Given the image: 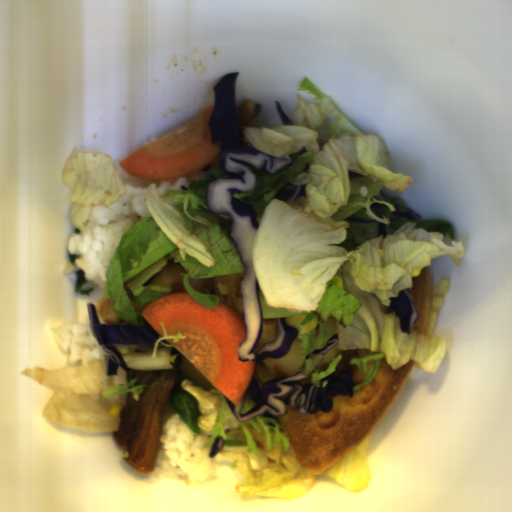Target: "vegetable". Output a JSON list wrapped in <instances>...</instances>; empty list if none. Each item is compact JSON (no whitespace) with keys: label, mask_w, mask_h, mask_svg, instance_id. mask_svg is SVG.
I'll return each instance as SVG.
<instances>
[{"label":"vegetable","mask_w":512,"mask_h":512,"mask_svg":"<svg viewBox=\"0 0 512 512\" xmlns=\"http://www.w3.org/2000/svg\"><path fill=\"white\" fill-rule=\"evenodd\" d=\"M77 258H78V257H77V255H76V254H75V255H71V254H69V253H68V259H69V263H70V264H72V265H73Z\"/></svg>","instance_id":"a930682d"},{"label":"vegetable","mask_w":512,"mask_h":512,"mask_svg":"<svg viewBox=\"0 0 512 512\" xmlns=\"http://www.w3.org/2000/svg\"><path fill=\"white\" fill-rule=\"evenodd\" d=\"M368 436L358 443L342 460L325 473L347 491L360 493L371 483V470L367 457L370 444Z\"/></svg>","instance_id":"6e5ebb59"},{"label":"vegetable","mask_w":512,"mask_h":512,"mask_svg":"<svg viewBox=\"0 0 512 512\" xmlns=\"http://www.w3.org/2000/svg\"><path fill=\"white\" fill-rule=\"evenodd\" d=\"M60 177L72 191L70 221L76 234L87 232L85 222L97 204L107 208L126 193L111 155L103 152H81L74 148Z\"/></svg>","instance_id":"f1789d4c"},{"label":"vegetable","mask_w":512,"mask_h":512,"mask_svg":"<svg viewBox=\"0 0 512 512\" xmlns=\"http://www.w3.org/2000/svg\"><path fill=\"white\" fill-rule=\"evenodd\" d=\"M163 336H159L154 343L113 344L120 352L128 369L139 371H153L158 369L174 368L175 355H171L174 347L166 340H186L187 336L177 331V334H168L164 324L160 322Z\"/></svg>","instance_id":"8f37a823"},{"label":"vegetable","mask_w":512,"mask_h":512,"mask_svg":"<svg viewBox=\"0 0 512 512\" xmlns=\"http://www.w3.org/2000/svg\"><path fill=\"white\" fill-rule=\"evenodd\" d=\"M76 272V276H77V280L75 282V286H74V292H77L79 293L80 295H90V292L94 291V287H90L89 289L87 290H82V287L87 284V280L86 278L84 277V273L81 269L78 270V271H75Z\"/></svg>","instance_id":"b0100df1"},{"label":"vegetable","mask_w":512,"mask_h":512,"mask_svg":"<svg viewBox=\"0 0 512 512\" xmlns=\"http://www.w3.org/2000/svg\"><path fill=\"white\" fill-rule=\"evenodd\" d=\"M252 407V404L245 400L240 411L241 415H245L248 411L252 409Z\"/></svg>","instance_id":"8f987158"},{"label":"vegetable","mask_w":512,"mask_h":512,"mask_svg":"<svg viewBox=\"0 0 512 512\" xmlns=\"http://www.w3.org/2000/svg\"><path fill=\"white\" fill-rule=\"evenodd\" d=\"M216 178L236 176L219 166L178 191L158 195L154 183L146 186L145 205L151 216L123 234L105 275V293L113 311L130 325L152 327L130 300L145 305L172 294L170 286L145 284L171 259L186 271L180 274L185 292L208 309L218 306L220 297L196 291L189 278L245 275L247 269L230 232L231 216L213 214L208 208V185Z\"/></svg>","instance_id":"ea0f7189"},{"label":"vegetable","mask_w":512,"mask_h":512,"mask_svg":"<svg viewBox=\"0 0 512 512\" xmlns=\"http://www.w3.org/2000/svg\"><path fill=\"white\" fill-rule=\"evenodd\" d=\"M298 91L315 95L306 103L299 93L291 114L293 124L248 126L243 139L253 148L291 163L276 173L250 167L257 177L254 188L233 194L253 206L259 223L252 246V268L258 283L262 319L277 320L306 314L299 326L317 317L314 329L301 335L304 361L300 372L312 385L326 388L341 354L325 370H318L324 355L311 354L327 345L335 317L337 349H364L370 354L350 358L364 378L353 393L369 385L381 360L393 371L414 361L425 373H436L446 354V341L433 334L449 279L434 290L426 332L401 331L402 320L391 298L412 289L415 268L431 267V259L449 255L460 268L466 256L453 225L444 220H409L396 217V207L374 196L387 189L398 194L414 179L391 172L388 150L378 135H363L341 115L333 100L309 78ZM307 151L297 155L303 147ZM349 170L362 176L350 179ZM306 184V197L294 202L276 199L287 183ZM386 205V216L370 210ZM371 218L388 225L390 235L378 237L376 223L344 221L350 216ZM309 356L306 359V356Z\"/></svg>","instance_id":"add77e79"},{"label":"vegetable","mask_w":512,"mask_h":512,"mask_svg":"<svg viewBox=\"0 0 512 512\" xmlns=\"http://www.w3.org/2000/svg\"><path fill=\"white\" fill-rule=\"evenodd\" d=\"M104 374V364L98 360L89 365L62 366L58 369L36 366L26 368L20 375L57 390L42 412L50 420L83 432H116L121 415H111L112 407H125L128 394H132L136 402L139 401L147 385H135L138 381V377H135L115 387L104 380L106 388L100 389Z\"/></svg>","instance_id":"96ceb2fe"},{"label":"vegetable","mask_w":512,"mask_h":512,"mask_svg":"<svg viewBox=\"0 0 512 512\" xmlns=\"http://www.w3.org/2000/svg\"><path fill=\"white\" fill-rule=\"evenodd\" d=\"M181 389L198 402V428L210 432L206 442L213 445L218 436L223 445L218 452L234 460L242 474V482L234 484L242 497H278L296 500L311 492L316 475L298 463L281 421L260 415L238 421L226 398L217 388L204 391L192 379H184ZM226 397V398H225Z\"/></svg>","instance_id":"f7b5029e"}]
</instances>
